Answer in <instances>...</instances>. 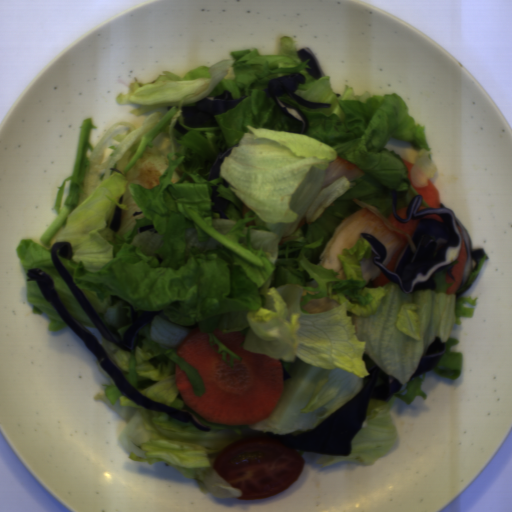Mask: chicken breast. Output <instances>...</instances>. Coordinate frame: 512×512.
I'll list each match as a JSON object with an SVG mask.
<instances>
[{
    "mask_svg": "<svg viewBox=\"0 0 512 512\" xmlns=\"http://www.w3.org/2000/svg\"><path fill=\"white\" fill-rule=\"evenodd\" d=\"M241 210H242V215H243V218H244L245 215L250 210V208L243 202V203H241Z\"/></svg>",
    "mask_w": 512,
    "mask_h": 512,
    "instance_id": "chicken-breast-5",
    "label": "chicken breast"
},
{
    "mask_svg": "<svg viewBox=\"0 0 512 512\" xmlns=\"http://www.w3.org/2000/svg\"><path fill=\"white\" fill-rule=\"evenodd\" d=\"M363 174L362 170L356 164L348 159L337 156L334 161L329 163L325 170L320 191L341 177H345L351 182L357 180Z\"/></svg>",
    "mask_w": 512,
    "mask_h": 512,
    "instance_id": "chicken-breast-2",
    "label": "chicken breast"
},
{
    "mask_svg": "<svg viewBox=\"0 0 512 512\" xmlns=\"http://www.w3.org/2000/svg\"><path fill=\"white\" fill-rule=\"evenodd\" d=\"M375 253L373 250H371V255H370V258H362L359 263H360V266H361V269H362V273H363V278H364V281H365V285L366 284H369L371 280H374L375 278L378 277V275L380 274L381 270L379 267H377L375 264H374V258H375Z\"/></svg>",
    "mask_w": 512,
    "mask_h": 512,
    "instance_id": "chicken-breast-4",
    "label": "chicken breast"
},
{
    "mask_svg": "<svg viewBox=\"0 0 512 512\" xmlns=\"http://www.w3.org/2000/svg\"><path fill=\"white\" fill-rule=\"evenodd\" d=\"M340 305V302L337 300H330L328 296H324L322 298L310 299L303 305L302 310L311 314H319L337 308Z\"/></svg>",
    "mask_w": 512,
    "mask_h": 512,
    "instance_id": "chicken-breast-3",
    "label": "chicken breast"
},
{
    "mask_svg": "<svg viewBox=\"0 0 512 512\" xmlns=\"http://www.w3.org/2000/svg\"><path fill=\"white\" fill-rule=\"evenodd\" d=\"M353 202L362 209L346 217L335 229L322 254L318 256V265L331 271H337L339 273L336 275L338 280L345 279L344 266L338 255L342 254L343 249L351 250L354 248L359 242L361 234H369L385 246L386 257L382 264L386 267L402 244L401 239L389 228L404 234L412 252H417L410 235L397 229L378 209L355 198Z\"/></svg>",
    "mask_w": 512,
    "mask_h": 512,
    "instance_id": "chicken-breast-1",
    "label": "chicken breast"
}]
</instances>
